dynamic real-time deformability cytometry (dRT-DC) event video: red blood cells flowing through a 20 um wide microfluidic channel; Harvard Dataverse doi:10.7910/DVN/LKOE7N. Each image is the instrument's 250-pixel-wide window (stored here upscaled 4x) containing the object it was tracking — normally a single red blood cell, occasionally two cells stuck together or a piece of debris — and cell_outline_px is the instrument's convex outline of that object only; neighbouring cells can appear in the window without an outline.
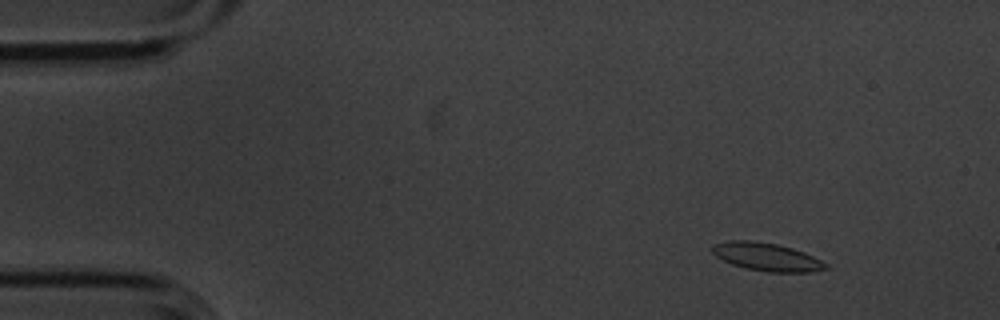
{"species": "common noctule bat (a hibernating species)", "species_latin": "Nyctalus noctula", "temperature_condition": "cold", "stored_images_in_passage": 4, "camera_frame_rate_fps": 3000, "um_per_image_px": 0.085, "animal": {"sex": "male", "body_mass_g": 20.1, "forearm_length_mm": 53.5}, "frame": {"image": 1, "passage_image": 2, "time_ms": 0.333, "image_size_px": [1000, 320], "cell_outline_px": [[828, 268], [812, 272], [768, 272], [744, 268], [732, 264], [716, 256], [712, 252], [712, 244], [728, 240], [752, 240], [776, 244], [792, 248], [804, 252], [828, 264]], "centroid_in_image_um": [65.15, 21.83], "position_along_channel_um": 19.8, "area_um2": 18.55}}
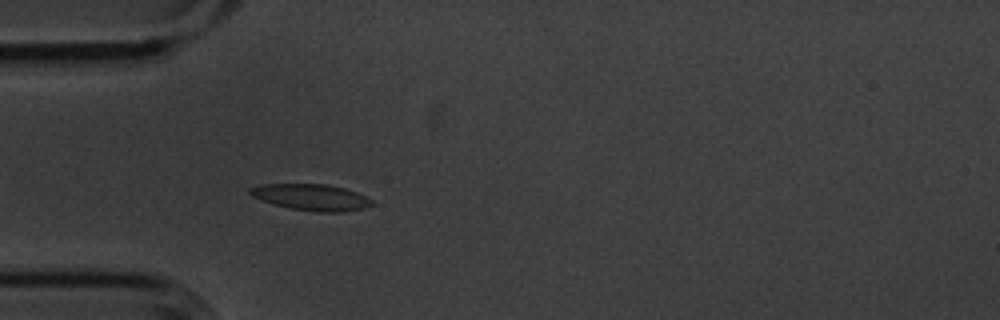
{"frame": {"image": 2, "passage_image": 4, "time_ms": 1.0, "image_size_px": [1000, 320], "cell_outline_px": [[376, 204], [364, 208], [344, 212], [320, 212], [292, 208], [272, 204], [260, 200], [252, 196], [248, 192], [248, 188], [260, 184], [328, 184], [344, 188], [356, 192], [372, 200]], "centroid_in_image_um": [26.45, 16.76], "position_along_channel_um": 58.6, "area_um2": 18.79}}